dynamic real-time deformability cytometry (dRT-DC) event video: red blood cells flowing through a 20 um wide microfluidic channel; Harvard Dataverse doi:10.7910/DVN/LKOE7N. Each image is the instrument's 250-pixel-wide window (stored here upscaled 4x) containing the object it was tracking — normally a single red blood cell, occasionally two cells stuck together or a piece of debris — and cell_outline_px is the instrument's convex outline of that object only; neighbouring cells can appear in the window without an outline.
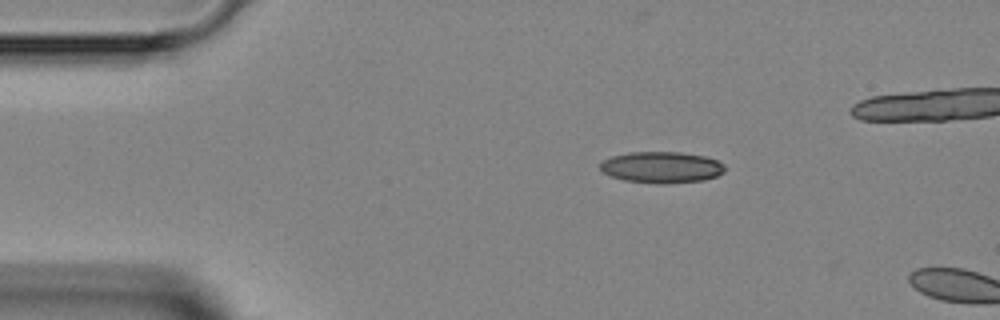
{"species": "Egyptian fruit bat (a non-hibernating species)", "species_latin": "Rousettus aegyptiacus", "temperature_condition": "room temperature", "stored_images_in_passage": 2, "camera_frame_rate_fps": 3000, "um_per_image_px": 0.085, "animal": {"sex": "female"}, "frame": {"image": 1, "passage_image": 1, "time_ms": 0.0, "image_size_px": [1000, 320], "cell_outline_px": [[724, 172], [716, 176], [704, 180], [664, 184], [656, 184], [624, 180], [612, 176], [604, 172], [600, 168], [600, 164], [604, 160], [612, 156], [632, 152], [680, 152], [704, 156], [716, 160], [724, 164]], "centroid_in_image_um": [56.25, 14.22], "position_along_channel_um": 28.8, "area_um2": 22.66}}